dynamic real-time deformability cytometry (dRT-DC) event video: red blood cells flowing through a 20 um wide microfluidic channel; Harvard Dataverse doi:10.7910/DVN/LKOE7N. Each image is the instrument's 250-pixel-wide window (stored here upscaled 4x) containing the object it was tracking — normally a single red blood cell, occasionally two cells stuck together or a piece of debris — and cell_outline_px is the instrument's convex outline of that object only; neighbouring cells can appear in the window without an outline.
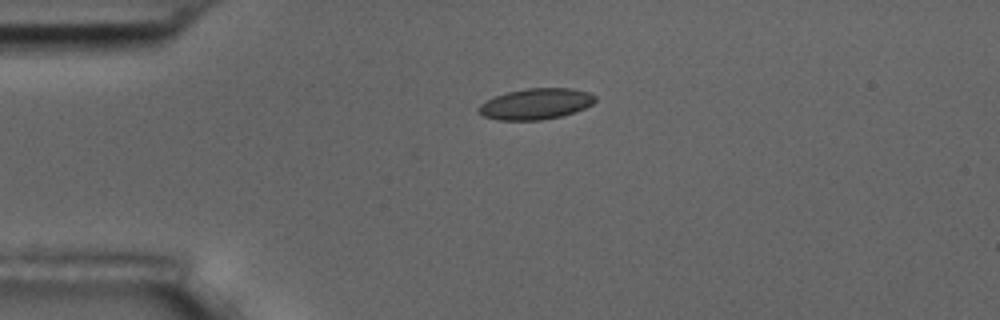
{"species": "common noctule bat (a hibernating species)", "species_latin": "Nyctalus noctula", "temperature_condition": "room temperature", "stored_images_in_passage": 5, "camera_frame_rate_fps": 3000, "um_per_image_px": 0.085, "animal": {"sex": "male", "body_mass_g": 17.5, "forearm_length_mm": 52.3}, "frame": {"image": 1, "passage_image": 5, "time_ms": 4.667, "image_size_px": [1000, 320], "cell_outline_px": [[596, 100], [592, 104], [584, 108], [560, 116], [540, 120], [496, 120], [484, 116], [476, 112], [476, 108], [480, 104], [496, 96], [508, 92], [528, 88], [572, 88], [588, 92], [596, 96]], "centroid_in_image_um": [45.52, 8.83], "position_along_channel_um": 39.5, "area_um2": 20.92}}